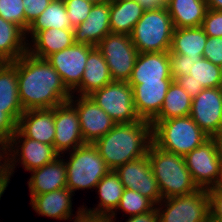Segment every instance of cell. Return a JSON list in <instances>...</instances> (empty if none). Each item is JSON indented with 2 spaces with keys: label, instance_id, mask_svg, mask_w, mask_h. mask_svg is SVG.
Instances as JSON below:
<instances>
[{
  "label": "cell",
  "instance_id": "1f68e13d",
  "mask_svg": "<svg viewBox=\"0 0 222 222\" xmlns=\"http://www.w3.org/2000/svg\"><path fill=\"white\" fill-rule=\"evenodd\" d=\"M191 96L173 80L168 88L160 113L153 120H167L190 115Z\"/></svg>",
  "mask_w": 222,
  "mask_h": 222
},
{
  "label": "cell",
  "instance_id": "db71d44e",
  "mask_svg": "<svg viewBox=\"0 0 222 222\" xmlns=\"http://www.w3.org/2000/svg\"><path fill=\"white\" fill-rule=\"evenodd\" d=\"M206 222H221V221H217L216 219L209 216Z\"/></svg>",
  "mask_w": 222,
  "mask_h": 222
},
{
  "label": "cell",
  "instance_id": "7bdbcfd3",
  "mask_svg": "<svg viewBox=\"0 0 222 222\" xmlns=\"http://www.w3.org/2000/svg\"><path fill=\"white\" fill-rule=\"evenodd\" d=\"M176 81L191 96L192 99L204 89L201 84L189 79V75H182L178 77Z\"/></svg>",
  "mask_w": 222,
  "mask_h": 222
},
{
  "label": "cell",
  "instance_id": "e0dca14e",
  "mask_svg": "<svg viewBox=\"0 0 222 222\" xmlns=\"http://www.w3.org/2000/svg\"><path fill=\"white\" fill-rule=\"evenodd\" d=\"M172 81L160 80L129 84L133 88L134 106L140 119L151 122L160 113Z\"/></svg>",
  "mask_w": 222,
  "mask_h": 222
},
{
  "label": "cell",
  "instance_id": "f6af8a7d",
  "mask_svg": "<svg viewBox=\"0 0 222 222\" xmlns=\"http://www.w3.org/2000/svg\"><path fill=\"white\" fill-rule=\"evenodd\" d=\"M110 222H115L114 220H110ZM125 222H159L158 212L156 207H154L151 211L140 215L128 216Z\"/></svg>",
  "mask_w": 222,
  "mask_h": 222
},
{
  "label": "cell",
  "instance_id": "60d3db41",
  "mask_svg": "<svg viewBox=\"0 0 222 222\" xmlns=\"http://www.w3.org/2000/svg\"><path fill=\"white\" fill-rule=\"evenodd\" d=\"M16 130L17 122L5 112V108H0V143L9 144Z\"/></svg>",
  "mask_w": 222,
  "mask_h": 222
},
{
  "label": "cell",
  "instance_id": "d4e9b609",
  "mask_svg": "<svg viewBox=\"0 0 222 222\" xmlns=\"http://www.w3.org/2000/svg\"><path fill=\"white\" fill-rule=\"evenodd\" d=\"M124 189L118 174L110 170L95 187L100 198L98 206L94 208L82 206L83 210L90 214L109 217L119 205Z\"/></svg>",
  "mask_w": 222,
  "mask_h": 222
},
{
  "label": "cell",
  "instance_id": "f35d334b",
  "mask_svg": "<svg viewBox=\"0 0 222 222\" xmlns=\"http://www.w3.org/2000/svg\"><path fill=\"white\" fill-rule=\"evenodd\" d=\"M25 12V32L34 19L47 8L52 0H22Z\"/></svg>",
  "mask_w": 222,
  "mask_h": 222
},
{
  "label": "cell",
  "instance_id": "44dd1931",
  "mask_svg": "<svg viewBox=\"0 0 222 222\" xmlns=\"http://www.w3.org/2000/svg\"><path fill=\"white\" fill-rule=\"evenodd\" d=\"M63 157L64 155L59 156L53 162L31 171L32 175L27 182L31 198L67 187V171Z\"/></svg>",
  "mask_w": 222,
  "mask_h": 222
},
{
  "label": "cell",
  "instance_id": "d590c367",
  "mask_svg": "<svg viewBox=\"0 0 222 222\" xmlns=\"http://www.w3.org/2000/svg\"><path fill=\"white\" fill-rule=\"evenodd\" d=\"M71 26L77 27L84 22L91 11L93 2L89 0H63Z\"/></svg>",
  "mask_w": 222,
  "mask_h": 222
},
{
  "label": "cell",
  "instance_id": "836d02e7",
  "mask_svg": "<svg viewBox=\"0 0 222 222\" xmlns=\"http://www.w3.org/2000/svg\"><path fill=\"white\" fill-rule=\"evenodd\" d=\"M189 79L201 84L204 89L222 87L219 65L213 64L206 58H202L191 67Z\"/></svg>",
  "mask_w": 222,
  "mask_h": 222
},
{
  "label": "cell",
  "instance_id": "30bf717a",
  "mask_svg": "<svg viewBox=\"0 0 222 222\" xmlns=\"http://www.w3.org/2000/svg\"><path fill=\"white\" fill-rule=\"evenodd\" d=\"M184 159L198 188L208 190L222 185V167L214 138L193 149Z\"/></svg>",
  "mask_w": 222,
  "mask_h": 222
},
{
  "label": "cell",
  "instance_id": "11a10c76",
  "mask_svg": "<svg viewBox=\"0 0 222 222\" xmlns=\"http://www.w3.org/2000/svg\"><path fill=\"white\" fill-rule=\"evenodd\" d=\"M219 70H220L221 78H222V63L219 65Z\"/></svg>",
  "mask_w": 222,
  "mask_h": 222
},
{
  "label": "cell",
  "instance_id": "74e56055",
  "mask_svg": "<svg viewBox=\"0 0 222 222\" xmlns=\"http://www.w3.org/2000/svg\"><path fill=\"white\" fill-rule=\"evenodd\" d=\"M201 27L209 37H222V10L208 9Z\"/></svg>",
  "mask_w": 222,
  "mask_h": 222
},
{
  "label": "cell",
  "instance_id": "277c9868",
  "mask_svg": "<svg viewBox=\"0 0 222 222\" xmlns=\"http://www.w3.org/2000/svg\"><path fill=\"white\" fill-rule=\"evenodd\" d=\"M153 142L166 151L185 156L210 137L188 115L167 120H152Z\"/></svg>",
  "mask_w": 222,
  "mask_h": 222
},
{
  "label": "cell",
  "instance_id": "8d00e7d4",
  "mask_svg": "<svg viewBox=\"0 0 222 222\" xmlns=\"http://www.w3.org/2000/svg\"><path fill=\"white\" fill-rule=\"evenodd\" d=\"M171 76L174 80L182 75H190L191 67L202 58H191L181 54H169Z\"/></svg>",
  "mask_w": 222,
  "mask_h": 222
},
{
  "label": "cell",
  "instance_id": "2e32d148",
  "mask_svg": "<svg viewBox=\"0 0 222 222\" xmlns=\"http://www.w3.org/2000/svg\"><path fill=\"white\" fill-rule=\"evenodd\" d=\"M69 101L77 109L82 137L85 143L93 144L116 125L115 121L89 96L74 97L72 94Z\"/></svg>",
  "mask_w": 222,
  "mask_h": 222
},
{
  "label": "cell",
  "instance_id": "bcb514c9",
  "mask_svg": "<svg viewBox=\"0 0 222 222\" xmlns=\"http://www.w3.org/2000/svg\"><path fill=\"white\" fill-rule=\"evenodd\" d=\"M8 155H10L9 144L0 143V175L10 168V156Z\"/></svg>",
  "mask_w": 222,
  "mask_h": 222
},
{
  "label": "cell",
  "instance_id": "5bb4252c",
  "mask_svg": "<svg viewBox=\"0 0 222 222\" xmlns=\"http://www.w3.org/2000/svg\"><path fill=\"white\" fill-rule=\"evenodd\" d=\"M114 171L118 174L124 188L140 192L155 205L162 200L158 182L151 170L148 155L129 161Z\"/></svg>",
  "mask_w": 222,
  "mask_h": 222
},
{
  "label": "cell",
  "instance_id": "3957f363",
  "mask_svg": "<svg viewBox=\"0 0 222 222\" xmlns=\"http://www.w3.org/2000/svg\"><path fill=\"white\" fill-rule=\"evenodd\" d=\"M147 155L162 199L189 194L199 189L183 156L159 148L153 141Z\"/></svg>",
  "mask_w": 222,
  "mask_h": 222
},
{
  "label": "cell",
  "instance_id": "5b68a950",
  "mask_svg": "<svg viewBox=\"0 0 222 222\" xmlns=\"http://www.w3.org/2000/svg\"><path fill=\"white\" fill-rule=\"evenodd\" d=\"M174 26L165 6L145 9L130 35L138 53L169 52Z\"/></svg>",
  "mask_w": 222,
  "mask_h": 222
},
{
  "label": "cell",
  "instance_id": "f5cc1de1",
  "mask_svg": "<svg viewBox=\"0 0 222 222\" xmlns=\"http://www.w3.org/2000/svg\"><path fill=\"white\" fill-rule=\"evenodd\" d=\"M93 3H103V2H107V1H111V0H89Z\"/></svg>",
  "mask_w": 222,
  "mask_h": 222
},
{
  "label": "cell",
  "instance_id": "ab89813d",
  "mask_svg": "<svg viewBox=\"0 0 222 222\" xmlns=\"http://www.w3.org/2000/svg\"><path fill=\"white\" fill-rule=\"evenodd\" d=\"M203 58H206L213 64L222 63V37H207Z\"/></svg>",
  "mask_w": 222,
  "mask_h": 222
},
{
  "label": "cell",
  "instance_id": "d6a6232c",
  "mask_svg": "<svg viewBox=\"0 0 222 222\" xmlns=\"http://www.w3.org/2000/svg\"><path fill=\"white\" fill-rule=\"evenodd\" d=\"M155 204L140 192L125 188L116 210L108 217L109 220H115L118 210L125 214L134 216L151 211Z\"/></svg>",
  "mask_w": 222,
  "mask_h": 222
},
{
  "label": "cell",
  "instance_id": "7402d4cb",
  "mask_svg": "<svg viewBox=\"0 0 222 222\" xmlns=\"http://www.w3.org/2000/svg\"><path fill=\"white\" fill-rule=\"evenodd\" d=\"M73 195V192L66 187L45 194L35 195L30 199V204L39 216L72 221Z\"/></svg>",
  "mask_w": 222,
  "mask_h": 222
},
{
  "label": "cell",
  "instance_id": "4dcf8cb0",
  "mask_svg": "<svg viewBox=\"0 0 222 222\" xmlns=\"http://www.w3.org/2000/svg\"><path fill=\"white\" fill-rule=\"evenodd\" d=\"M50 28H73L63 0H52L40 16L29 25L26 30V36L28 35L26 38L28 39L30 34V39H32L39 31Z\"/></svg>",
  "mask_w": 222,
  "mask_h": 222
},
{
  "label": "cell",
  "instance_id": "8992f818",
  "mask_svg": "<svg viewBox=\"0 0 222 222\" xmlns=\"http://www.w3.org/2000/svg\"><path fill=\"white\" fill-rule=\"evenodd\" d=\"M69 159L64 162L67 171V188L75 194L76 190L95 189L100 180L110 171L99 155L96 147L86 143L67 152Z\"/></svg>",
  "mask_w": 222,
  "mask_h": 222
},
{
  "label": "cell",
  "instance_id": "83f0119b",
  "mask_svg": "<svg viewBox=\"0 0 222 222\" xmlns=\"http://www.w3.org/2000/svg\"><path fill=\"white\" fill-rule=\"evenodd\" d=\"M165 7L174 28L201 26L208 10L206 0H170Z\"/></svg>",
  "mask_w": 222,
  "mask_h": 222
},
{
  "label": "cell",
  "instance_id": "ac0fdd59",
  "mask_svg": "<svg viewBox=\"0 0 222 222\" xmlns=\"http://www.w3.org/2000/svg\"><path fill=\"white\" fill-rule=\"evenodd\" d=\"M75 43L95 46L109 33L110 1L94 3L88 17L73 28Z\"/></svg>",
  "mask_w": 222,
  "mask_h": 222
},
{
  "label": "cell",
  "instance_id": "b9f144b4",
  "mask_svg": "<svg viewBox=\"0 0 222 222\" xmlns=\"http://www.w3.org/2000/svg\"><path fill=\"white\" fill-rule=\"evenodd\" d=\"M210 217L222 222V185L207 190Z\"/></svg>",
  "mask_w": 222,
  "mask_h": 222
},
{
  "label": "cell",
  "instance_id": "7c38bea8",
  "mask_svg": "<svg viewBox=\"0 0 222 222\" xmlns=\"http://www.w3.org/2000/svg\"><path fill=\"white\" fill-rule=\"evenodd\" d=\"M189 116L210 138L220 135L222 133V87L203 89L192 99Z\"/></svg>",
  "mask_w": 222,
  "mask_h": 222
},
{
  "label": "cell",
  "instance_id": "f907efd6",
  "mask_svg": "<svg viewBox=\"0 0 222 222\" xmlns=\"http://www.w3.org/2000/svg\"><path fill=\"white\" fill-rule=\"evenodd\" d=\"M213 138L215 139L216 144H217L219 160L221 162V167H222V133Z\"/></svg>",
  "mask_w": 222,
  "mask_h": 222
},
{
  "label": "cell",
  "instance_id": "52a82bcc",
  "mask_svg": "<svg viewBox=\"0 0 222 222\" xmlns=\"http://www.w3.org/2000/svg\"><path fill=\"white\" fill-rule=\"evenodd\" d=\"M155 207L159 222H206L210 216L208 192L201 188L162 199Z\"/></svg>",
  "mask_w": 222,
  "mask_h": 222
},
{
  "label": "cell",
  "instance_id": "4fadbf2b",
  "mask_svg": "<svg viewBox=\"0 0 222 222\" xmlns=\"http://www.w3.org/2000/svg\"><path fill=\"white\" fill-rule=\"evenodd\" d=\"M95 46L74 43L46 60L59 73L64 85L72 93L80 84L89 52Z\"/></svg>",
  "mask_w": 222,
  "mask_h": 222
},
{
  "label": "cell",
  "instance_id": "cb8c5ba5",
  "mask_svg": "<svg viewBox=\"0 0 222 222\" xmlns=\"http://www.w3.org/2000/svg\"><path fill=\"white\" fill-rule=\"evenodd\" d=\"M109 67L102 53L94 47L88 54L81 84L72 92L78 96H89L93 91L112 82Z\"/></svg>",
  "mask_w": 222,
  "mask_h": 222
},
{
  "label": "cell",
  "instance_id": "603a6c76",
  "mask_svg": "<svg viewBox=\"0 0 222 222\" xmlns=\"http://www.w3.org/2000/svg\"><path fill=\"white\" fill-rule=\"evenodd\" d=\"M73 28H50L39 31L28 42V53L38 58L46 59L55 52H59L73 45Z\"/></svg>",
  "mask_w": 222,
  "mask_h": 222
},
{
  "label": "cell",
  "instance_id": "9c48e42d",
  "mask_svg": "<svg viewBox=\"0 0 222 222\" xmlns=\"http://www.w3.org/2000/svg\"><path fill=\"white\" fill-rule=\"evenodd\" d=\"M96 48L107 63L112 80L128 82L138 55L130 35L109 33Z\"/></svg>",
  "mask_w": 222,
  "mask_h": 222
},
{
  "label": "cell",
  "instance_id": "f1b7e54d",
  "mask_svg": "<svg viewBox=\"0 0 222 222\" xmlns=\"http://www.w3.org/2000/svg\"><path fill=\"white\" fill-rule=\"evenodd\" d=\"M207 37L201 26L174 28L169 54L203 58Z\"/></svg>",
  "mask_w": 222,
  "mask_h": 222
},
{
  "label": "cell",
  "instance_id": "681fc988",
  "mask_svg": "<svg viewBox=\"0 0 222 222\" xmlns=\"http://www.w3.org/2000/svg\"><path fill=\"white\" fill-rule=\"evenodd\" d=\"M208 9L222 10V0H206Z\"/></svg>",
  "mask_w": 222,
  "mask_h": 222
},
{
  "label": "cell",
  "instance_id": "7a4b0ae2",
  "mask_svg": "<svg viewBox=\"0 0 222 222\" xmlns=\"http://www.w3.org/2000/svg\"><path fill=\"white\" fill-rule=\"evenodd\" d=\"M152 124L147 120L116 124L93 145L110 170L141 158L152 143Z\"/></svg>",
  "mask_w": 222,
  "mask_h": 222
},
{
  "label": "cell",
  "instance_id": "8fae6325",
  "mask_svg": "<svg viewBox=\"0 0 222 222\" xmlns=\"http://www.w3.org/2000/svg\"><path fill=\"white\" fill-rule=\"evenodd\" d=\"M21 140V141H20ZM21 143V144H20ZM10 168L15 170L19 163L25 171H33L45 164L53 162L60 155L53 145H47L37 140L23 136L18 130L15 131L9 142ZM17 159V161H16ZM18 162V164H17Z\"/></svg>",
  "mask_w": 222,
  "mask_h": 222
},
{
  "label": "cell",
  "instance_id": "6da1fadb",
  "mask_svg": "<svg viewBox=\"0 0 222 222\" xmlns=\"http://www.w3.org/2000/svg\"><path fill=\"white\" fill-rule=\"evenodd\" d=\"M17 76L19 100L24 111L51 109L72 96L51 64L28 52L17 59Z\"/></svg>",
  "mask_w": 222,
  "mask_h": 222
},
{
  "label": "cell",
  "instance_id": "ba28073f",
  "mask_svg": "<svg viewBox=\"0 0 222 222\" xmlns=\"http://www.w3.org/2000/svg\"><path fill=\"white\" fill-rule=\"evenodd\" d=\"M89 97L101 107L116 124L141 121L134 101L133 88L128 82L112 81L103 88L93 91Z\"/></svg>",
  "mask_w": 222,
  "mask_h": 222
},
{
  "label": "cell",
  "instance_id": "c3c4849f",
  "mask_svg": "<svg viewBox=\"0 0 222 222\" xmlns=\"http://www.w3.org/2000/svg\"><path fill=\"white\" fill-rule=\"evenodd\" d=\"M170 0H141L140 3L145 9H154L158 6H166Z\"/></svg>",
  "mask_w": 222,
  "mask_h": 222
},
{
  "label": "cell",
  "instance_id": "4316f807",
  "mask_svg": "<svg viewBox=\"0 0 222 222\" xmlns=\"http://www.w3.org/2000/svg\"><path fill=\"white\" fill-rule=\"evenodd\" d=\"M0 108H5L16 122L24 112L18 94L17 60L0 70Z\"/></svg>",
  "mask_w": 222,
  "mask_h": 222
},
{
  "label": "cell",
  "instance_id": "f546056e",
  "mask_svg": "<svg viewBox=\"0 0 222 222\" xmlns=\"http://www.w3.org/2000/svg\"><path fill=\"white\" fill-rule=\"evenodd\" d=\"M29 41L20 26L0 17V56L8 62L16 61L28 52Z\"/></svg>",
  "mask_w": 222,
  "mask_h": 222
},
{
  "label": "cell",
  "instance_id": "816d5d0a",
  "mask_svg": "<svg viewBox=\"0 0 222 222\" xmlns=\"http://www.w3.org/2000/svg\"><path fill=\"white\" fill-rule=\"evenodd\" d=\"M7 63H8V61H7L4 57L0 56V70H1Z\"/></svg>",
  "mask_w": 222,
  "mask_h": 222
},
{
  "label": "cell",
  "instance_id": "e575fe53",
  "mask_svg": "<svg viewBox=\"0 0 222 222\" xmlns=\"http://www.w3.org/2000/svg\"><path fill=\"white\" fill-rule=\"evenodd\" d=\"M22 0H0V17L25 31V12Z\"/></svg>",
  "mask_w": 222,
  "mask_h": 222
},
{
  "label": "cell",
  "instance_id": "ffe728a7",
  "mask_svg": "<svg viewBox=\"0 0 222 222\" xmlns=\"http://www.w3.org/2000/svg\"><path fill=\"white\" fill-rule=\"evenodd\" d=\"M17 130L25 137L53 145L54 109L25 110L17 122Z\"/></svg>",
  "mask_w": 222,
  "mask_h": 222
},
{
  "label": "cell",
  "instance_id": "484cf974",
  "mask_svg": "<svg viewBox=\"0 0 222 222\" xmlns=\"http://www.w3.org/2000/svg\"><path fill=\"white\" fill-rule=\"evenodd\" d=\"M145 8L135 0L110 1L111 33L131 35L134 26L142 17Z\"/></svg>",
  "mask_w": 222,
  "mask_h": 222
},
{
  "label": "cell",
  "instance_id": "9a60e30c",
  "mask_svg": "<svg viewBox=\"0 0 222 222\" xmlns=\"http://www.w3.org/2000/svg\"><path fill=\"white\" fill-rule=\"evenodd\" d=\"M53 109L55 126L53 146L55 151L61 156L86 144L82 137L76 107L70 101H66Z\"/></svg>",
  "mask_w": 222,
  "mask_h": 222
},
{
  "label": "cell",
  "instance_id": "d6986e66",
  "mask_svg": "<svg viewBox=\"0 0 222 222\" xmlns=\"http://www.w3.org/2000/svg\"><path fill=\"white\" fill-rule=\"evenodd\" d=\"M174 80L171 76L169 52L138 53L129 84Z\"/></svg>",
  "mask_w": 222,
  "mask_h": 222
},
{
  "label": "cell",
  "instance_id": "7dc6e473",
  "mask_svg": "<svg viewBox=\"0 0 222 222\" xmlns=\"http://www.w3.org/2000/svg\"><path fill=\"white\" fill-rule=\"evenodd\" d=\"M13 170L9 168L4 174L0 175V199L10 183V177L13 175Z\"/></svg>",
  "mask_w": 222,
  "mask_h": 222
},
{
  "label": "cell",
  "instance_id": "ee69618b",
  "mask_svg": "<svg viewBox=\"0 0 222 222\" xmlns=\"http://www.w3.org/2000/svg\"><path fill=\"white\" fill-rule=\"evenodd\" d=\"M74 222H110L108 217L90 214L83 210V207H78V211L75 212Z\"/></svg>",
  "mask_w": 222,
  "mask_h": 222
}]
</instances>
